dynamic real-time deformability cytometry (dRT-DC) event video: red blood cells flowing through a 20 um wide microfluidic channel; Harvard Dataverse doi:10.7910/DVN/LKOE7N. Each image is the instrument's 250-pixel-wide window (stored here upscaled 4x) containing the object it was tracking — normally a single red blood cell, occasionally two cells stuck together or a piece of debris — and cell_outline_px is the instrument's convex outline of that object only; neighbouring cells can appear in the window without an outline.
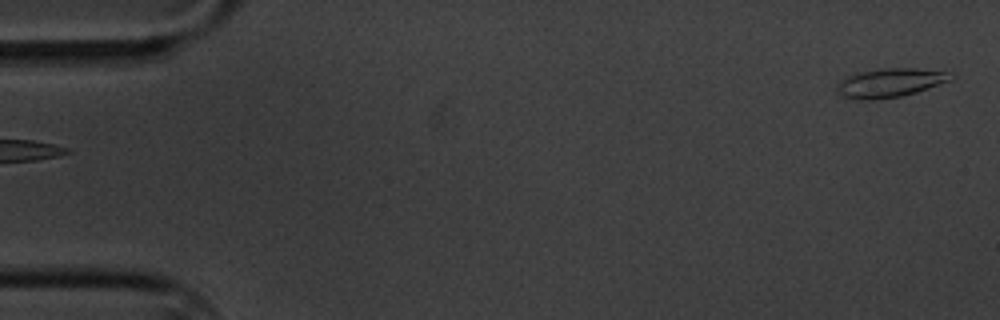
{"species": "common noctule bat (a hibernating species)", "species_latin": "Nyctalus noctula", "temperature_condition": "cold", "stored_images_in_passage": 9, "camera_frame_rate_fps": 3000, "um_per_image_px": 0.085, "animal": {"sex": "male", "body_mass_g": 20.1, "forearm_length_mm": 53.5}, "frame": {"image": 1, "passage_image": 1, "time_ms": 0.0, "image_size_px": [1000, 320], "cell_outline_px": [[956, 76], [952, 80], [916, 92], [900, 96], [872, 100], [856, 100], [844, 96], [840, 92], [840, 80], [848, 76], [860, 72], [884, 68], [912, 68], [944, 72]], "centroid_in_image_um": [75.69, 7.04], "position_along_channel_um": 9.3, "area_um2": 18.67}}
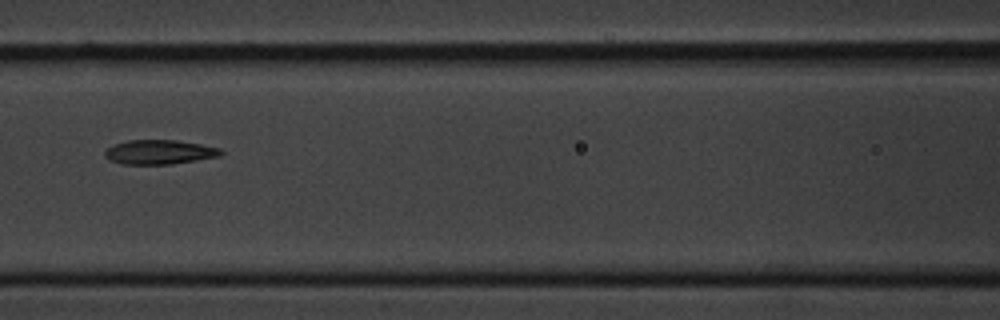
{"frame": {"image": 2, "passage_image": 8, "time_ms": 8.0, "image_size_px": [1000, 320], "cell_outline_px": [[224, 152], [220, 156], [172, 164], [120, 164], [108, 160], [104, 156], [104, 152], [108, 148], [116, 144], [128, 140], [176, 140], [200, 144], [220, 148]], "centroid_in_image_um": [13.54, 12.93], "position_along_channel_um": 153.1, "area_um2": 16.47}}
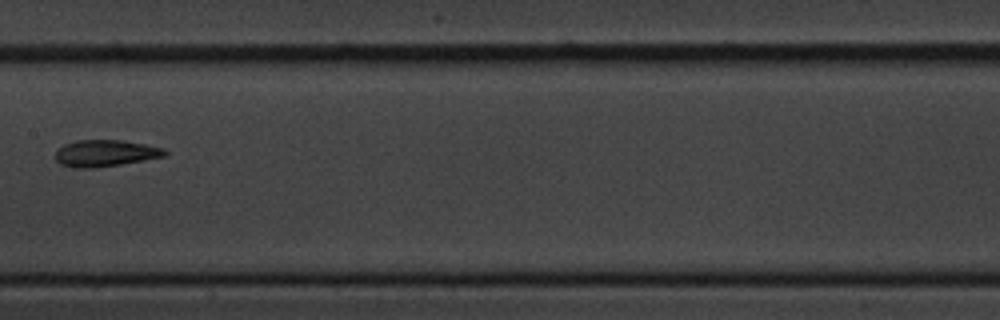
{"frame": {"image": 3, "passage_image": 9, "time_ms": 9.333, "image_size_px": [1000, 320], "cell_outline_px": [[168, 152], [164, 156], [144, 160], [96, 168], [72, 168], [60, 164], [56, 160], [56, 152], [64, 144], [76, 140], [120, 140], [144, 144], [164, 148]], "centroid_in_image_um": [8.93, 13.03], "position_along_channel_um": 198.5, "area_um2": 16.94}}